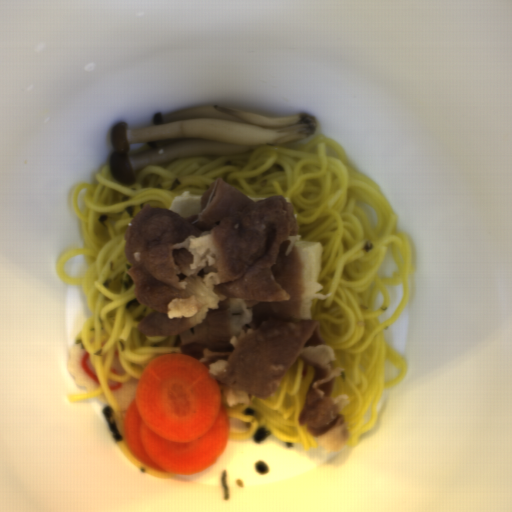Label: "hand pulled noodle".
<instances>
[{
    "label": "hand pulled noodle",
    "instance_id": "1",
    "mask_svg": "<svg viewBox=\"0 0 512 512\" xmlns=\"http://www.w3.org/2000/svg\"><path fill=\"white\" fill-rule=\"evenodd\" d=\"M94 182H82L71 205L81 221L83 248L65 252L58 261L60 281L80 286L90 318L75 342L88 353L100 386L92 392L68 396V401L102 397L114 416L122 439L119 451L134 466L159 478L177 475L159 472L137 460L123 440L125 414L108 385L109 380H139L155 358L181 354L180 335L149 337L137 330L152 312L135 296L132 264L125 253V234L135 215L147 204L170 208L183 192L204 194L222 179L251 199L285 197L293 206L301 239L323 247L318 283L328 299L310 302L312 320L333 351L334 380L330 397L347 395L343 415L349 430L346 448H358V436L376 428L379 402L386 390L408 376L404 357L387 341L385 333L398 321L408 302L414 273L413 249L401 234L397 215L377 184L349 164L346 150L332 137L311 134L286 145H268L230 156H185L147 165L135 173V182L115 179L109 164L95 173ZM361 202L377 212V227ZM388 251L397 265L391 276L378 271ZM83 255L86 276L71 279L63 263ZM404 285L400 306L384 323L377 316L388 306L386 285ZM125 375L111 373L114 348ZM398 367L396 379L386 380L385 363Z\"/></svg>",
    "mask_w": 512,
    "mask_h": 512
},
{
    "label": "hand pulled noodle",
    "instance_id": "2",
    "mask_svg": "<svg viewBox=\"0 0 512 512\" xmlns=\"http://www.w3.org/2000/svg\"><path fill=\"white\" fill-rule=\"evenodd\" d=\"M314 377L313 368L299 359L284 373L279 385L268 398L252 397L248 404L234 407L224 403L229 417L249 423L248 428L242 432H229L228 441L251 442L254 432L265 428L270 431L268 437L295 444L301 450L321 448L308 429L299 423ZM247 407L254 410L255 415H243Z\"/></svg>",
    "mask_w": 512,
    "mask_h": 512
}]
</instances>
